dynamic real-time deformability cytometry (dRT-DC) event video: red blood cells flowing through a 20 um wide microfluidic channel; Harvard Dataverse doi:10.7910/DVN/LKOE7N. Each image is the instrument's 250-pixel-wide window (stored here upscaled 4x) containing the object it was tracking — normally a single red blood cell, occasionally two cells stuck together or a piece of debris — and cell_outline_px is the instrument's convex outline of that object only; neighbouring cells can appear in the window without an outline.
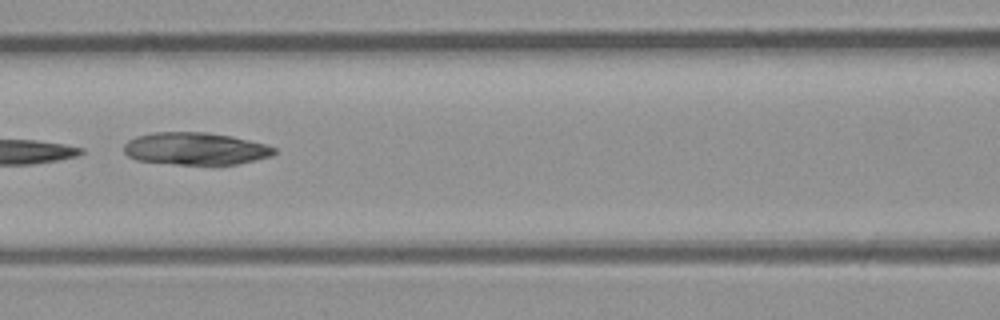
{"species": "common noctule bat (a hibernating species)", "species_latin": "Nyctalus noctula", "temperature_condition": "room temperature", "stored_images_in_passage": 8, "segment_of_instrument_passage": [1, 2], "camera_frame_rate_fps": 3000, "um_per_image_px": 0.085, "animal": {"sex": "male", "body_mass_g": 23.1, "forearm_length_mm": 52.7}, "frame": {"image": 1, "passage_image": 6, "time_ms": 5.667, "image_size_px": [1000, 320], "cell_outline_px": [[276, 152], [272, 156], [256, 160], [236, 164], [176, 164], [136, 160], [128, 156], [124, 152], [124, 144], [128, 140], [136, 136], [152, 132], [208, 132], [232, 136], [264, 144], [276, 148]], "centroid_in_image_um": [16.6, 12.63], "position_along_channel_um": 150.0, "area_um2": 28.38}}
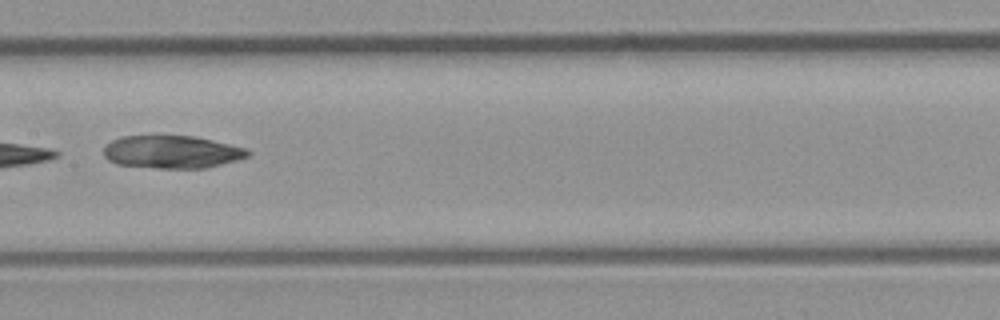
{"frame": {"image": 2, "passage_image": 7, "time_ms": 6.667, "image_size_px": [1000, 320], "cell_outline_px": [[252, 152], [248, 156], [236, 160], [204, 168], [156, 168], [116, 164], [108, 160], [104, 156], [104, 148], [112, 140], [120, 136], [196, 136], [248, 148]], "centroid_in_image_um": [14.62, 12.91], "position_along_channel_um": 192.8, "area_um2": 27.57}}